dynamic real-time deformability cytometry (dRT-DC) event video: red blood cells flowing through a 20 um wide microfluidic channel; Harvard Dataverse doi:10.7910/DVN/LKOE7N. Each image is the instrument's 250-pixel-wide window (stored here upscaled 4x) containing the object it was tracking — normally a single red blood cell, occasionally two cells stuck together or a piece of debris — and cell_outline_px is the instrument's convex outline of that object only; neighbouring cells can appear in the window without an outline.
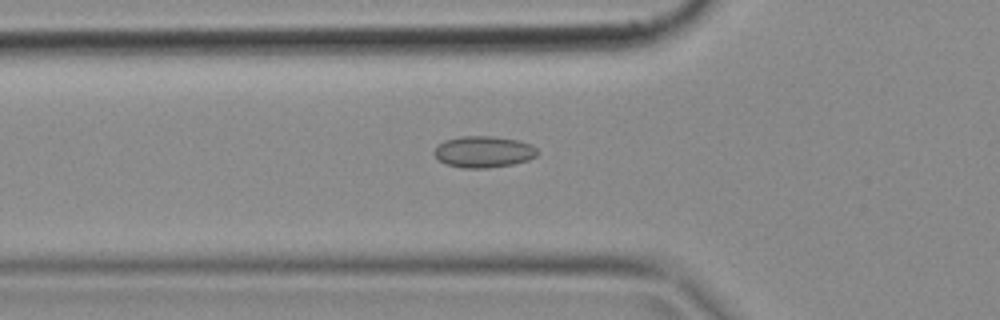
{"species": "common noctule bat (a hibernating species)", "species_latin": "Nyctalus noctula", "temperature_condition": "cold", "stored_images_in_passage": 50, "camera_frame_rate_fps": 3000, "um_per_image_px": 0.085, "animal": {"sex": "female", "body_mass_g": 18.4}, "frame": {"image": 1, "passage_image": 17, "time_ms": 5.333, "image_size_px": [1000, 320], "cell_outline_px": [[540, 152], [536, 156], [528, 160], [512, 164], [488, 168], [464, 168], [448, 164], [440, 160], [432, 152], [436, 144], [444, 140], [460, 136], [492, 136], [516, 140], [532, 144]], "centroid_in_image_um": [41.1, 12.89], "position_along_channel_um": 84.7, "area_um2": 19.02}}
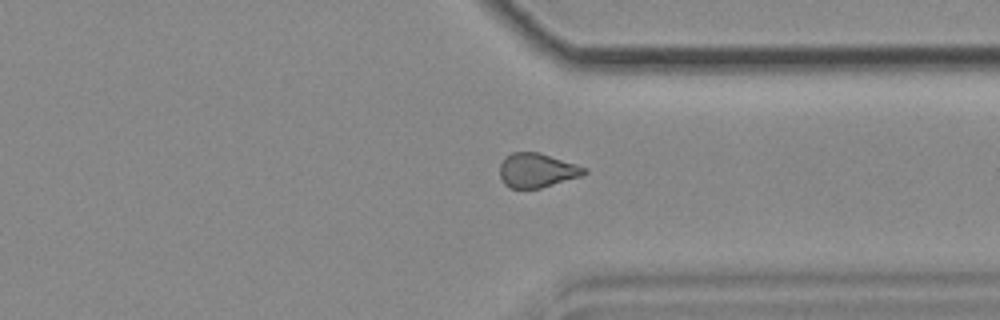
{"frame": {"image": 2, "passage_image": 38, "time_ms": 12.333, "image_size_px": [1000, 320], "cell_outline_px": [[588, 172], [580, 176], [540, 188], [508, 188], [504, 184], [500, 176], [500, 164], [512, 152], [540, 152], [588, 168]], "centroid_in_image_um": [45.65, 14.48], "position_along_channel_um": 365.8, "area_um2": 16.76}}
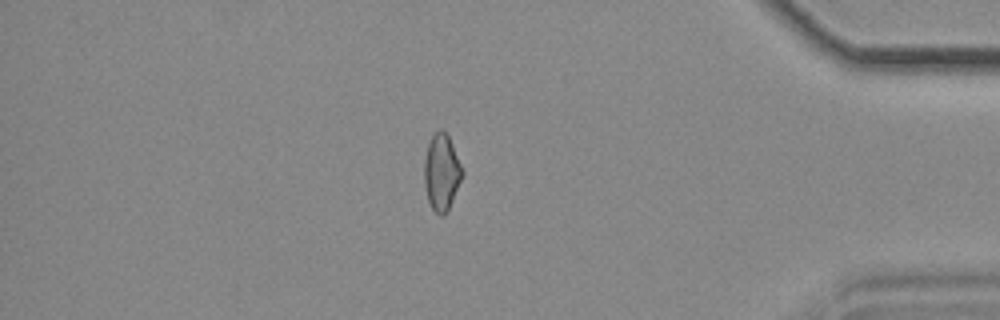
{"frame": {"image": 3, "passage_image": 43, "time_ms": 14.0, "image_size_px": [1000, 320], "cell_outline_px": [[464, 176], [444, 216], [440, 216], [432, 208], [428, 200], [424, 184], [424, 160], [428, 144], [432, 136], [440, 128], [444, 128], [452, 144], [464, 172]], "centroid_in_image_um": [37.54, 14.63], "position_along_channel_um": 397.7, "area_um2": 16.94}}